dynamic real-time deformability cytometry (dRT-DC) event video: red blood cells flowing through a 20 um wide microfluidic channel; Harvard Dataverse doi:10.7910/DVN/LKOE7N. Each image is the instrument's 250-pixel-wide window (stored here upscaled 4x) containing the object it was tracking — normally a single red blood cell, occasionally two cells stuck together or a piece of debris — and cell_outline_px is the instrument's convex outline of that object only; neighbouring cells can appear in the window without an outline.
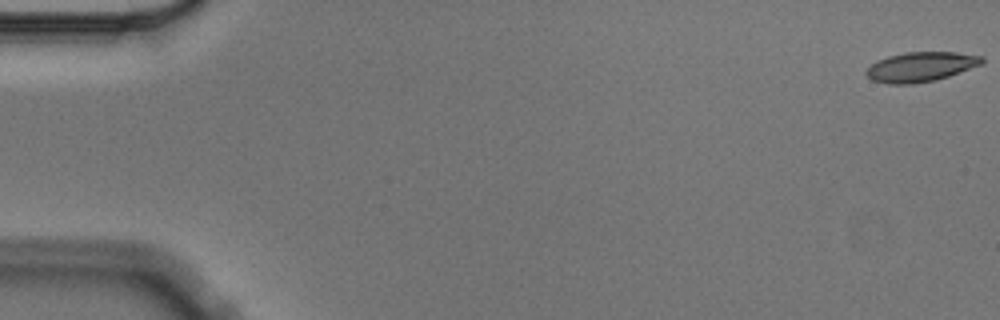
{"species": "Egyptian fruit bat (a non-hibernating species)", "species_latin": "Rousettus aegyptiacus", "temperature_condition": "cold", "stored_images_in_passage": 4, "camera_frame_rate_fps": 3000, "um_per_image_px": 0.085, "animal": {"sex": "male"}, "frame": {"image": 1, "passage_image": 1, "time_ms": 0.0, "image_size_px": [1000, 320], "cell_outline_px": [[984, 60], [980, 64], [948, 76], [936, 80], [912, 84], [888, 84], [872, 80], [864, 72], [872, 64], [888, 56], [904, 52], [956, 52], [984, 56]], "centroid_in_image_um": [78.25, 5.68], "position_along_channel_um": 6.7, "area_um2": 19.83}}